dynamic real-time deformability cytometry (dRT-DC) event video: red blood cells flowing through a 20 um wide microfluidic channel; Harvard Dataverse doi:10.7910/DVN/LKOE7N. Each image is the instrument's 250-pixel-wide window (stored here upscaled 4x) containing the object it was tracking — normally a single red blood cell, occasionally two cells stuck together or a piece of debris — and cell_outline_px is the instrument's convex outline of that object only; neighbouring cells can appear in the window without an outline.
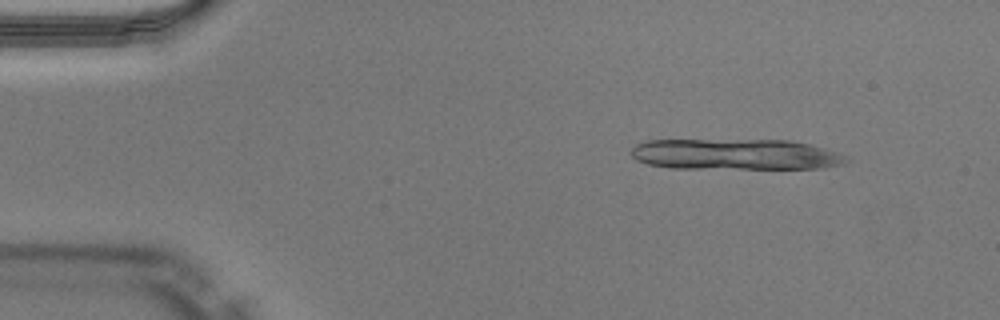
{"species": "Egyptian fruit bat (a non-hibernating species)", "species_latin": "Rousettus aegyptiacus", "temperature_condition": "warm", "stored_images_in_passage": 13, "camera_frame_rate_fps": 3000, "um_per_image_px": 0.085, "animal": {"sex": "male"}, "frame": {"image": 1, "passage_image": 6, "time_ms": 1.667, "image_size_px": [1000, 320], "cell_outline_px": [[848, 160], [844, 164], [824, 168], [672, 168], [648, 164], [636, 160], [632, 156], [632, 148], [636, 144], [648, 140], [792, 140], [824, 148], [836, 152]], "centroid_in_image_um": [62.49, 13.12], "position_along_channel_um": 22.5, "area_um2": 38.55}}